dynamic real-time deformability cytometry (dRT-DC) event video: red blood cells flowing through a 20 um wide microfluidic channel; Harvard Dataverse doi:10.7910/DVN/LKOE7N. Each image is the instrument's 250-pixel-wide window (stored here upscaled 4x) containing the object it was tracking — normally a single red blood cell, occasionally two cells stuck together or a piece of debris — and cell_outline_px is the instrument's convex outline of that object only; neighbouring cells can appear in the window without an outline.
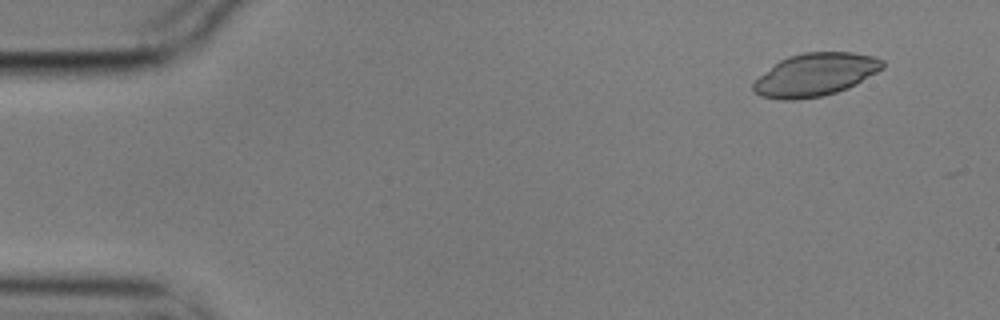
{"species": "common noctule bat (a hibernating species)", "species_latin": "Nyctalus noctula", "temperature_condition": "cold", "stored_images_in_passage": 4, "camera_frame_rate_fps": 3000, "um_per_image_px": 0.085, "animal": {"sex": "male", "body_mass_g": 17.9}, "frame": {"image": 1, "passage_image": 1, "time_ms": 0.0, "image_size_px": [1000, 320], "cell_outline_px": [[884, 68], [856, 84], [848, 88], [836, 92], [820, 96], [792, 100], [780, 100], [760, 96], [752, 88], [752, 84], [760, 76], [780, 60], [788, 56], [804, 52], [852, 52], [872, 56], [884, 60]], "centroid_in_image_um": [69.31, 6.34], "position_along_channel_um": 15.7, "area_um2": 32.08}}